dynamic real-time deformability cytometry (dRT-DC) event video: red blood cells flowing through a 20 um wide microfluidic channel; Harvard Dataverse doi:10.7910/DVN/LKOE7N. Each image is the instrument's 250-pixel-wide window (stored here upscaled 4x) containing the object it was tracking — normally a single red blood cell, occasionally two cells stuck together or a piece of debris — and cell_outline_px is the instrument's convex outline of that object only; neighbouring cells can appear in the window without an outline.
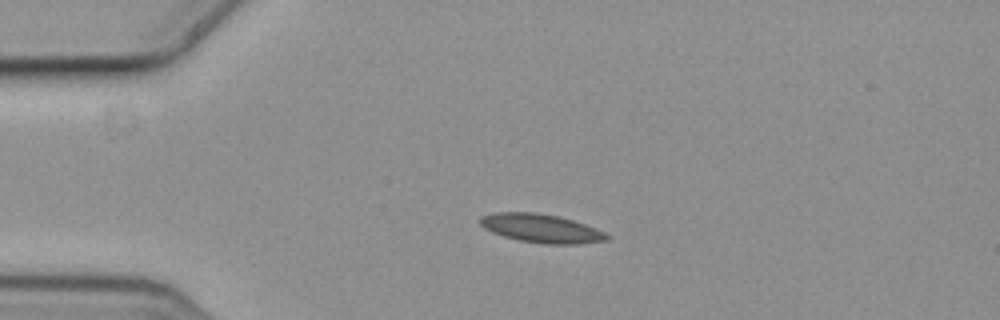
{"species": "common noctule bat (a hibernating species)", "species_latin": "Nyctalus noctula", "temperature_condition": "cold", "stored_images_in_passage": 1, "camera_frame_rate_fps": 3000, "um_per_image_px": 0.085, "animal": {"sex": "female", "body_mass_g": 19.3, "forearm_length_mm": 54.1}, "frame": {"image": 1, "passage_image": 1, "time_ms": 0.0, "image_size_px": [1000, 320], "cell_outline_px": [[608, 240], [576, 244], [544, 244], [520, 240], [504, 236], [492, 232], [484, 228], [480, 224], [480, 216], [492, 212], [536, 212], [560, 216], [596, 228], [604, 232], [608, 236]], "centroid_in_image_um": [45.97, 19.4], "position_along_channel_um": 39.0, "area_um2": 21.1}}